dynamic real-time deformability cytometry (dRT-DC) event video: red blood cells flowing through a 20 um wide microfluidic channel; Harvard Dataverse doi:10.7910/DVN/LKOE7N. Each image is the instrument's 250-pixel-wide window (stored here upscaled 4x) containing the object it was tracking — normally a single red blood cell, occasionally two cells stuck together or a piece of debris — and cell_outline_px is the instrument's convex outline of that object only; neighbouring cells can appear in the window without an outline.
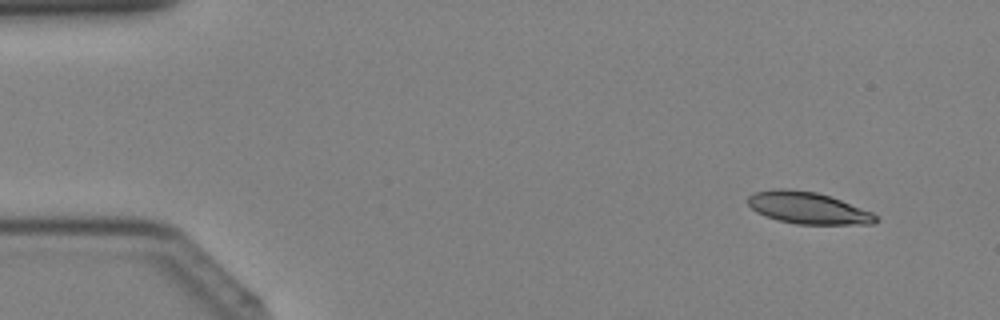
{"species": "Egyptian fruit bat (a non-hibernating species)", "species_latin": "Rousettus aegyptiacus", "temperature_condition": "cold", "stored_images_in_passage": 39, "camera_frame_rate_fps": 3000, "um_per_image_px": 0.085, "animal": {"sex": "female"}, "frame": {"image": 1, "passage_image": 3, "time_ms": 0.667, "image_size_px": [1000, 320], "cell_outline_px": [[880, 220], [872, 224], [796, 224], [780, 220], [756, 212], [748, 204], [748, 196], [756, 192], [780, 188], [784, 188], [816, 192], [840, 200], [872, 212]], "centroid_in_image_um": [68.69, 17.68], "position_along_channel_um": 16.3, "area_um2": 23.35}}
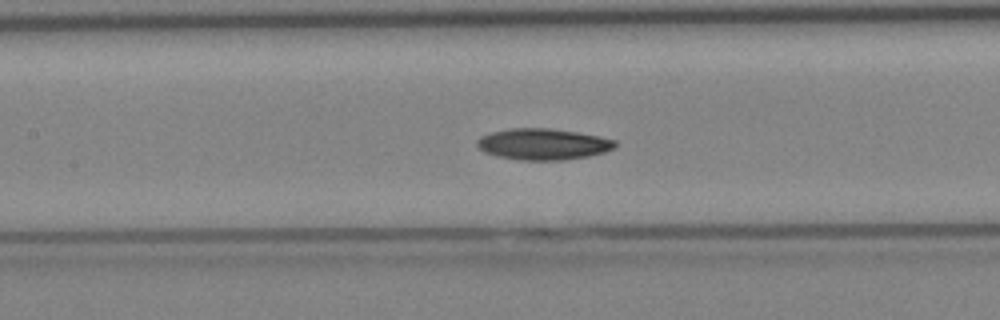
{"frame": {"image": 2, "passage_image": 18, "time_ms": 5.667, "image_size_px": [1000, 320], "cell_outline_px": [[616, 144], [612, 148], [604, 152], [588, 156], [564, 160], [520, 160], [496, 156], [484, 152], [476, 144], [476, 140], [480, 136], [492, 132], [512, 128], [548, 128], [576, 132], [600, 136], [616, 140]], "centroid_in_image_um": [46.13, 12.25], "position_along_channel_um": 161.3, "area_um2": 25.09}}
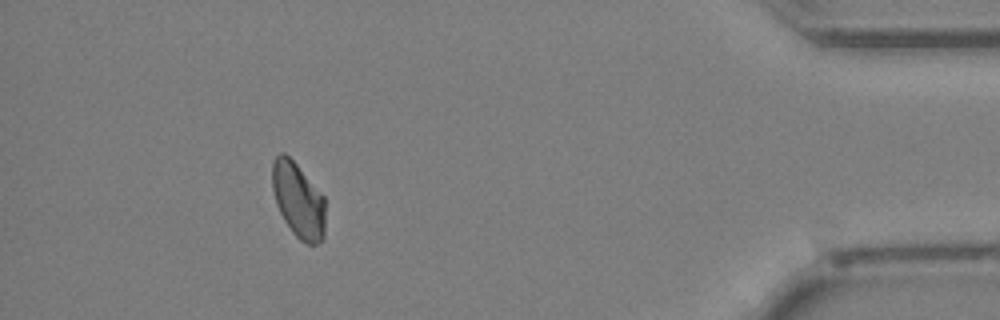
{"frame": {"image": 3, "passage_image": 36, "time_ms": 11.667, "image_size_px": [1000, 320], "cell_outline_px": [[324, 240], [316, 244], [308, 244], [300, 240], [292, 232], [284, 220], [276, 204], [272, 188], [272, 160], [280, 152], [284, 152], [296, 164], [324, 196]], "centroid_in_image_um": [25.34, 17.02], "position_along_channel_um": 409.9, "area_um2": 23.18}}